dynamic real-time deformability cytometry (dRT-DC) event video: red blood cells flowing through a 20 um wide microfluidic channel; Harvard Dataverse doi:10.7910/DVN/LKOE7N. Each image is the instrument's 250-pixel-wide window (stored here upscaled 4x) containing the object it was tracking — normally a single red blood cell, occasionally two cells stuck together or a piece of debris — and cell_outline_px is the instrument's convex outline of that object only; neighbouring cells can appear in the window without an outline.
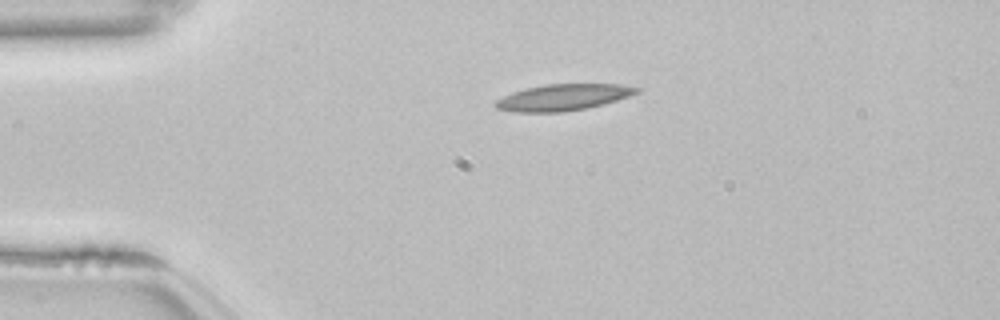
{"species": "common noctule bat (a hibernating species)", "species_latin": "Nyctalus noctula", "temperature_condition": "room temperature", "stored_images_in_passage": 37, "camera_frame_rate_fps": 3000, "um_per_image_px": 0.085, "animal": {"sex": "female", "body_mass_g": 22.7, "forearm_length_mm": 54.2}, "frame": {"image": 1, "passage_image": 1, "time_ms": 0.0, "image_size_px": [1000, 320], "cell_outline_px": [[640, 92], [604, 104], [588, 108], [564, 112], [516, 112], [496, 108], [492, 104], [496, 100], [512, 92], [544, 84], [620, 84], [640, 88]], "centroid_in_image_um": [47.86, 8.28], "position_along_channel_um": 37.1, "area_um2": 21.68}}
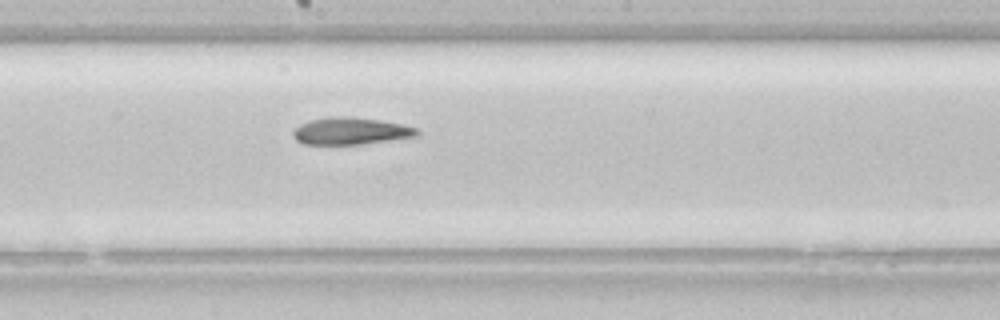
{"frame": {"image": 2, "passage_image": 18, "time_ms": 5.667, "image_size_px": [1000, 320], "cell_outline_px": [[420, 132], [416, 136], [360, 144], [304, 144], [296, 140], [292, 136], [292, 128], [308, 120], [328, 116], [352, 116], [400, 124], [416, 128]], "centroid_in_image_um": [29.71, 11.12], "position_along_channel_um": 218.5, "area_um2": 19.54}, "authors_computed_cell_mechanics": {"area_um2": 19.7098, "velocity_mm_per_s": 3.845, "shape_relaxation_time_tau1_ms": null, "shape_relaxation_time_tau2_ms": 10.1847, "deformation_change_tau1": null, "deformation_change_tau2": 0.2315}}